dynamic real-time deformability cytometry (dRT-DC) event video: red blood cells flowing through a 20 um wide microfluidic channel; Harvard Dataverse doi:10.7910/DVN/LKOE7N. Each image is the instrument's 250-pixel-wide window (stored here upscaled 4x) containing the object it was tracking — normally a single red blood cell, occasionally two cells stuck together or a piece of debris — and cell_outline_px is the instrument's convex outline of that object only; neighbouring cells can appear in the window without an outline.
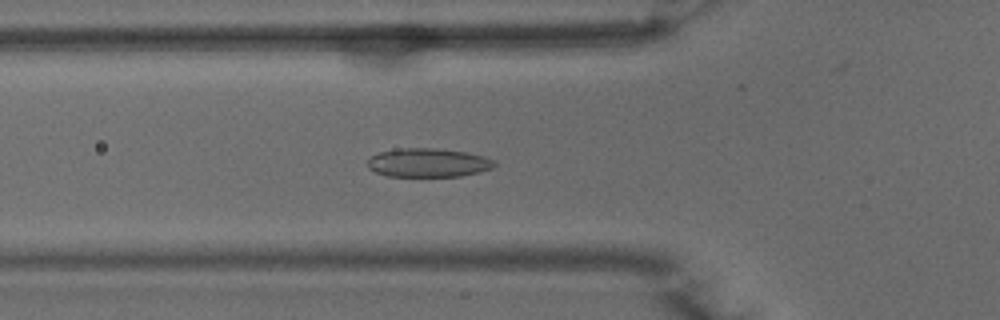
{"species": "common noctule bat (a hibernating species)", "species_latin": "Nyctalus noctula", "temperature_condition": "warm", "stored_images_in_passage": 51, "camera_frame_rate_fps": 3000, "um_per_image_px": 0.085, "animal": {"sex": "male", "body_mass_g": 15.6}, "frame": {"image": 1, "passage_image": 18, "time_ms": 5.667, "image_size_px": [1000, 320], "cell_outline_px": [[496, 164], [492, 168], [480, 172], [460, 176], [388, 176], [376, 172], [368, 168], [368, 160], [372, 156], [380, 152], [396, 148], [432, 148], [464, 152], [484, 156], [496, 160]], "centroid_in_image_um": [36.41, 13.83], "position_along_channel_um": 89.4, "area_um2": 21.21}}
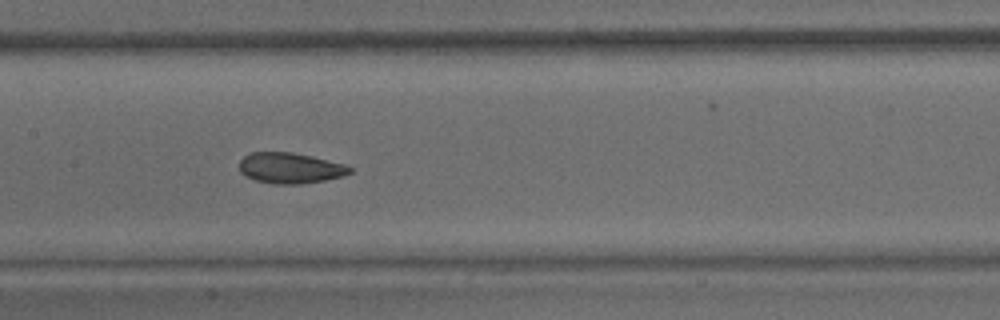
{"frame": {"image": 2, "passage_image": 25, "time_ms": 8.0, "image_size_px": [1000, 320], "cell_outline_px": [[352, 172], [344, 176], [324, 180], [300, 184], [272, 184], [256, 180], [240, 172], [240, 160], [248, 152], [292, 152], [312, 156], [344, 164], [352, 168]], "centroid_in_image_um": [24.67, 14.28], "position_along_channel_um": 182.7, "area_um2": 19.77}}
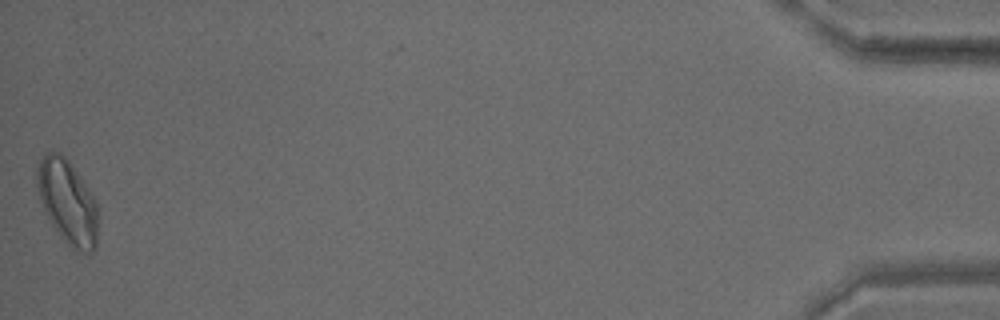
{"frame": {"image": 3, "passage_image": 51, "time_ms": 16.667, "image_size_px": [1000, 320], "cell_outline_px": [[96, 248], [92, 252], [80, 252], [72, 248], [60, 236], [52, 224], [40, 200], [36, 184], [36, 172], [40, 160], [48, 152], [60, 152], [64, 156], [96, 200]], "centroid_in_image_um": [5.72, 17.18], "position_along_channel_um": 429.5, "area_um2": 29.13}, "authors_computed_cell_mechanics": {"area_um2": 21.5594, "velocity_mm_per_s": 3.9704, "shape_relaxation_time_tau1_ms": 4.8949, "shape_relaxation_time_tau2_ms": 2.3151, "deformation_change_tau1": 0.1262, "deformation_change_tau2": 0.0792}}